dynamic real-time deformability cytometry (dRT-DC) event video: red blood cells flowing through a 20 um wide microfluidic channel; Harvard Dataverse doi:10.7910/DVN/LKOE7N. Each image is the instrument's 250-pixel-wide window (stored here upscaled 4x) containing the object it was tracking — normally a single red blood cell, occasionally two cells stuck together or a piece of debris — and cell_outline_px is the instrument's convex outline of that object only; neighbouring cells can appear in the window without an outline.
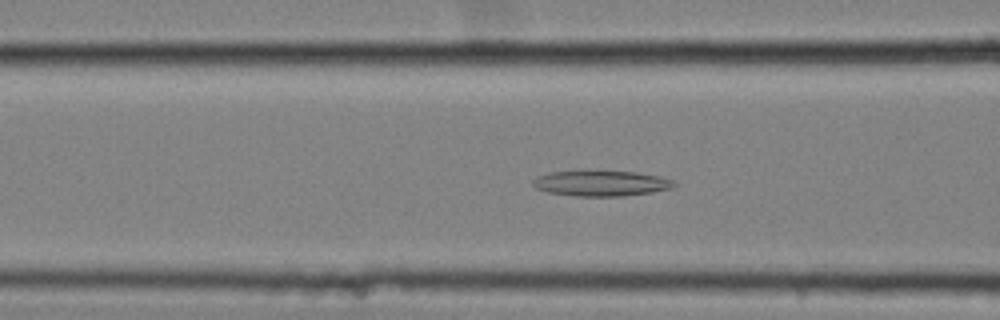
{"species": "common noctule bat (a hibernating species)", "species_latin": "Nyctalus noctula", "temperature_condition": "cold", "stored_images_in_passage": 53, "camera_frame_rate_fps": 3000, "um_per_image_px": 0.085, "animal": {"sex": "female", "body_mass_g": 25.1}, "frame": {"image": 1, "passage_image": 19, "time_ms": 6.0, "image_size_px": [1000, 320], "cell_outline_px": [[676, 184], [672, 188], [652, 192], [624, 196], [576, 196], [548, 192], [536, 188], [532, 184], [532, 180], [536, 176], [552, 172], [636, 172], [660, 176], [672, 180]], "centroid_in_image_um": [51.1, 15.6], "position_along_channel_um": 115.5, "area_um2": 20.63}}
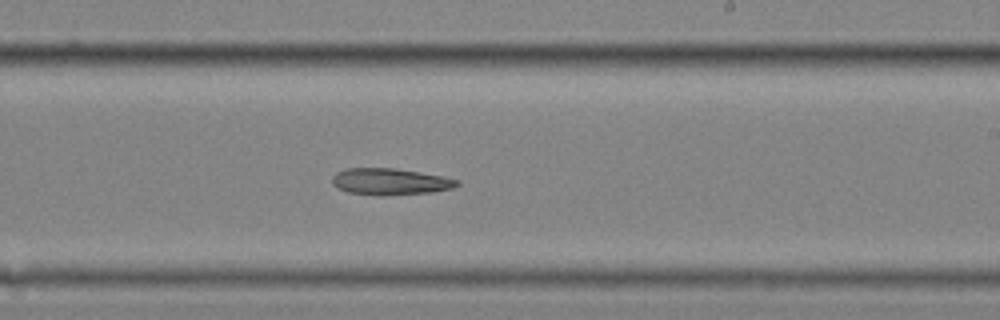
{"frame": {"image": 2, "passage_image": 31, "time_ms": 10.0, "image_size_px": [1000, 320], "cell_outline_px": [[460, 184], [452, 188], [432, 192], [384, 196], [380, 196], [348, 192], [336, 188], [332, 184], [332, 176], [336, 172], [344, 168], [396, 168], [440, 176], [460, 180]], "centroid_in_image_um": [33.12, 15.44], "position_along_channel_um": 255.9, "area_um2": 19.48}}
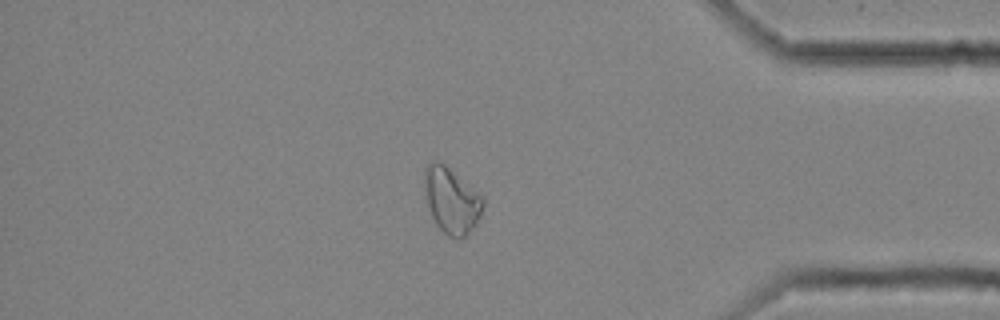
{"frame": {"image": 3, "passage_image": 45, "time_ms": 14.667, "image_size_px": [1000, 320], "cell_outline_px": [[484, 204], [480, 216], [476, 224], [464, 236], [456, 240], [448, 236], [436, 224], [428, 208], [424, 184], [424, 168], [428, 160], [440, 160], [476, 192], [484, 200]], "centroid_in_image_um": [38.33, 17.02], "position_along_channel_um": 396.9, "area_um2": 22.25}}